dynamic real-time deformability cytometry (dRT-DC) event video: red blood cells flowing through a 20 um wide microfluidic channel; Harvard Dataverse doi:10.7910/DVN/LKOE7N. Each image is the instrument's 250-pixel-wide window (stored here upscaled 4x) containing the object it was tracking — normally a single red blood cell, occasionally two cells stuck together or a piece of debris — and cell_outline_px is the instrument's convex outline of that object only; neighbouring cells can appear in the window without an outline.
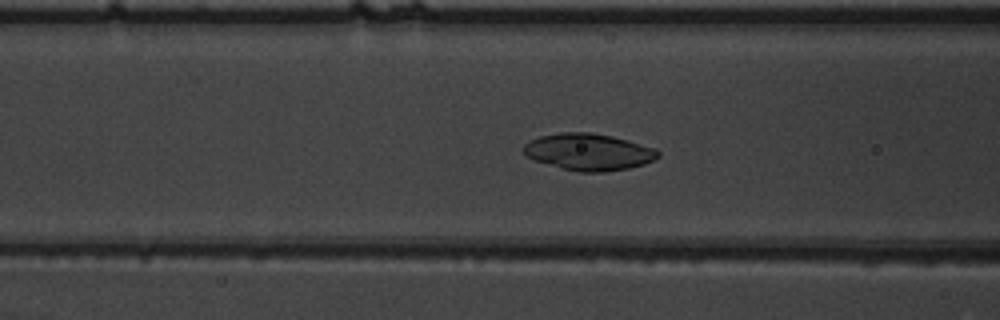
{"species": "common noctule bat (a hibernating species)", "species_latin": "Nyctalus noctula", "temperature_condition": "warm", "stored_images_in_passage": 46, "camera_frame_rate_fps": 3000, "um_per_image_px": 0.085, "animal": {"sex": "male", "body_mass_g": 19.5, "forearm_length_mm": 54.6}, "frame": {"image": 1, "passage_image": 21, "time_ms": 6.667, "image_size_px": [1000, 320], "cell_outline_px": [[660, 156], [644, 164], [628, 168], [604, 172], [580, 172], [564, 168], [536, 160], [524, 156], [520, 152], [520, 148], [528, 140], [540, 136], [560, 132], [592, 132], [612, 136], [628, 140], [656, 148], [660, 152]], "centroid_in_image_um": [50.0, 12.9], "position_along_channel_um": 116.6, "area_um2": 29.02}}
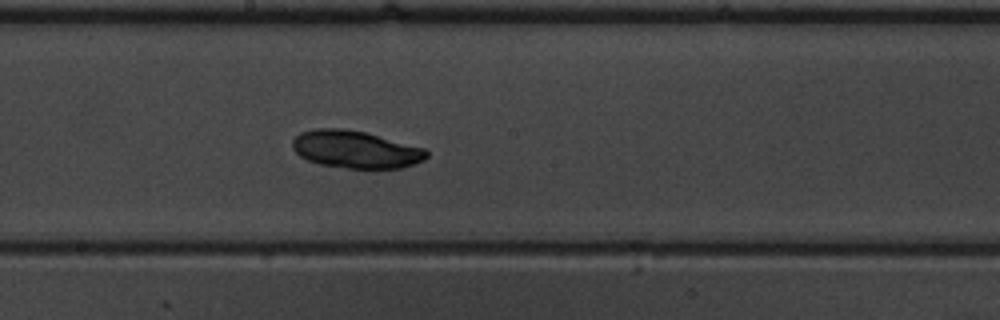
{"frame": {"image": 2, "passage_image": 29, "time_ms": 9.333, "image_size_px": [1000, 320], "cell_outline_px": [[428, 156], [424, 160], [400, 168], [348, 168], [320, 164], [308, 160], [300, 156], [292, 148], [292, 140], [300, 132], [316, 128], [340, 128], [364, 132], [424, 148], [428, 152]], "centroid_in_image_um": [30.19, 12.7], "position_along_channel_um": 218.0, "area_um2": 29.02}}
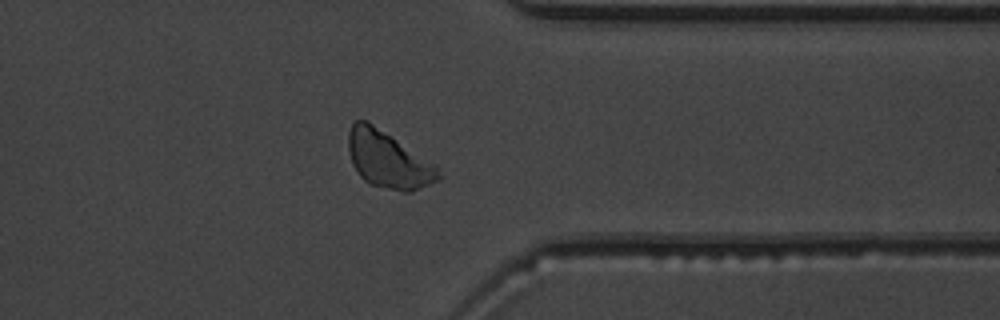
{"frame": {"image": 3, "passage_image": 42, "time_ms": 13.667, "image_size_px": [1000, 320], "cell_outline_px": [[444, 176], [440, 180], [412, 192], [404, 192], [368, 184], [360, 176], [352, 164], [348, 148], [348, 132], [352, 124], [356, 120], [368, 120], [436, 164]], "centroid_in_image_um": [33.03, 13.58], "position_along_channel_um": 378.4, "area_um2": 30.29}}